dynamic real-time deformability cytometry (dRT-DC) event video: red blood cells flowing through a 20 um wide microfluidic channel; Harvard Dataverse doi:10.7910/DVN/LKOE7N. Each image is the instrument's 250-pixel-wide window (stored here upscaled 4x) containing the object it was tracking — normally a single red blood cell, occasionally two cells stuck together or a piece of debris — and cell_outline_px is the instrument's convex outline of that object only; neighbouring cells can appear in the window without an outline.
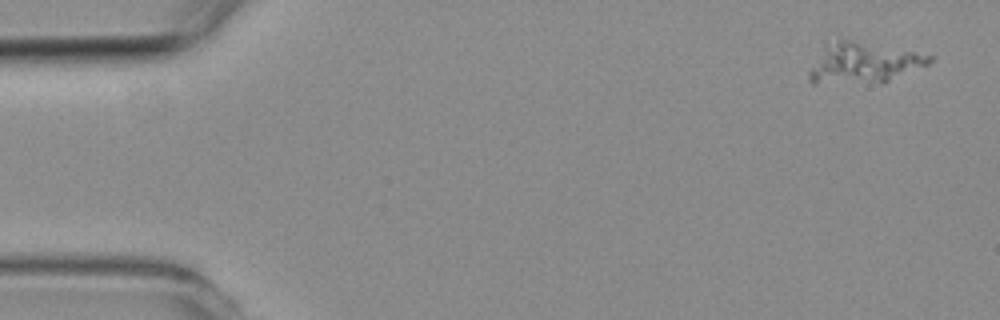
{"species": "common noctule bat (a hibernating species)", "species_latin": "Nyctalus noctula", "temperature_condition": "room temperature", "stored_images_in_passage": 9, "camera_frame_rate_fps": 3000, "um_per_image_px": 0.085, "animal": {"sex": "female", "body_mass_g": 19.3, "forearm_length_mm": 54.1}, "frame": {"image": 1, "passage_image": 1, "time_ms": 0.0, "image_size_px": [1000, 320], "cell_outline_px": [[936, 56], [928, 64], [884, 84], [812, 84], [808, 80], [808, 72], [824, 44], [840, 40], [852, 40], [916, 52]], "centroid_in_image_um": [73.38, 5.4], "position_along_channel_um": 11.6, "area_um2": 28.96}}
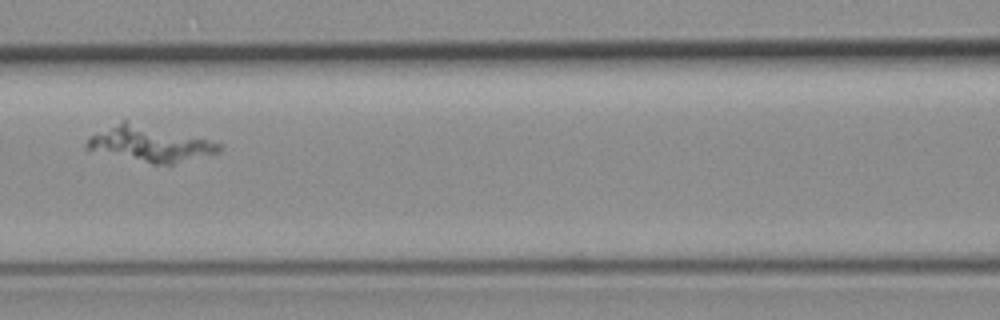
{"frame": {"image": 2, "passage_image": 6, "time_ms": 7.0, "image_size_px": [1000, 320], "cell_outline_px": [[220, 152], [172, 164], [152, 164], [84, 148], [84, 144], [92, 136], [120, 120], [124, 120], [220, 144]], "centroid_in_image_um": [12.68, 12.25], "position_along_channel_um": 153.9, "area_um2": 26.13}}
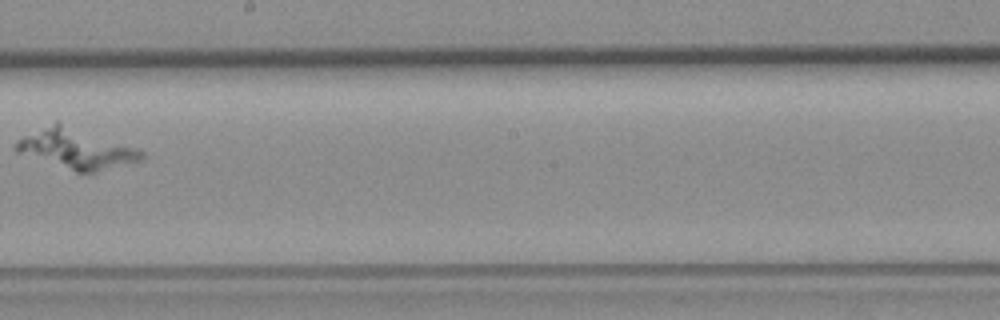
{"frame": {"image": 3, "passage_image": 8, "time_ms": 9.333, "image_size_px": [1000, 320], "cell_outline_px": [[144, 156], [140, 160], [96, 172], [76, 172], [16, 152], [12, 148], [16, 140], [56, 120], [136, 148], [144, 152]], "centroid_in_image_um": [6.43, 12.63], "position_along_channel_um": 241.8, "area_um2": 28.9}}